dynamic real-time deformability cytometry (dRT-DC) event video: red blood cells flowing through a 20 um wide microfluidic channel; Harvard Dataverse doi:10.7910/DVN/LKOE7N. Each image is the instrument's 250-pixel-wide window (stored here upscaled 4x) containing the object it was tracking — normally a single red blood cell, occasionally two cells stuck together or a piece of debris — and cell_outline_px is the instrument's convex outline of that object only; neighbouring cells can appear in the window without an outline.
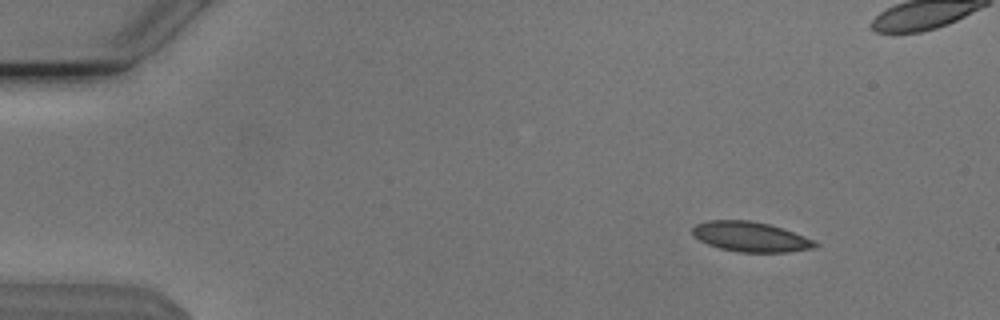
{"species": "Egyptian fruit bat (a non-hibernating species)", "species_latin": "Rousettus aegyptiacus", "temperature_condition": "cold", "stored_images_in_passage": 54, "camera_frame_rate_fps": 3000, "um_per_image_px": 0.085, "animal": {"sex": "male"}, "frame": {"image": 1, "passage_image": 6, "time_ms": 1.667, "image_size_px": [1000, 320], "cell_outline_px": [[820, 244], [816, 248], [788, 252], [736, 252], [720, 248], [708, 244], [692, 236], [692, 228], [696, 224], [708, 220], [748, 220], [772, 224], [804, 236]], "centroid_in_image_um": [63.8, 20.12], "position_along_channel_um": 21.2, "area_um2": 21.56}}
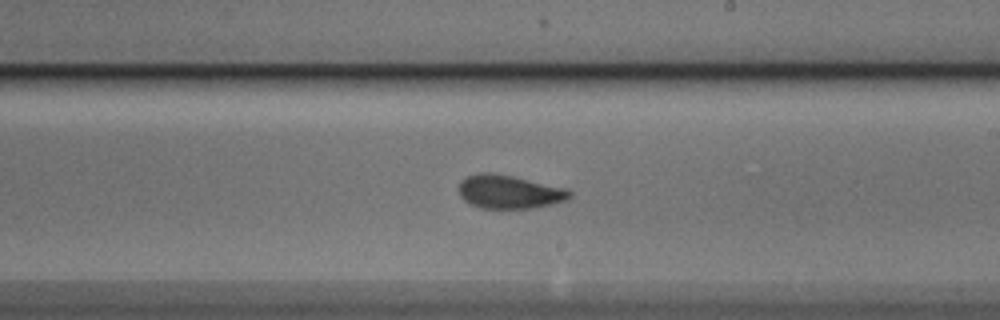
{"frame": {"image": 2, "passage_image": 31, "time_ms": 10.0, "image_size_px": [1000, 320], "cell_outline_px": [[572, 196], [568, 200], [552, 204], [532, 208], [480, 208], [464, 200], [460, 196], [460, 180], [468, 176], [480, 172], [488, 172], [512, 176], [564, 188], [572, 192]], "centroid_in_image_um": [43.29, 16.31], "position_along_channel_um": 245.7, "area_um2": 21.44}}
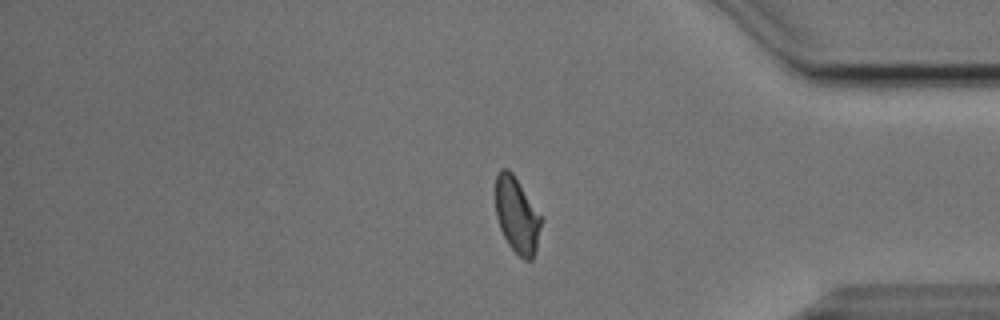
{"frame": {"image": 3, "passage_image": 44, "time_ms": 14.333, "image_size_px": [1000, 320], "cell_outline_px": [[540, 224], [536, 252], [532, 260], [524, 260], [508, 244], [500, 228], [496, 216], [496, 176], [500, 168], [508, 168], [512, 172], [540, 216]], "centroid_in_image_um": [43.91, 18.3], "position_along_channel_um": 391.3, "area_um2": 19.65}, "authors_computed_cell_mechanics": {"area_um2": 21.1548, "velocity_mm_per_s": 3.8177, "shape_relaxation_time_tau1_ms": 4.6404, "shape_relaxation_time_tau2_ms": 1.0748, "deformation_change_tau1": 0.1431, "deformation_change_tau2": 0.0635}}